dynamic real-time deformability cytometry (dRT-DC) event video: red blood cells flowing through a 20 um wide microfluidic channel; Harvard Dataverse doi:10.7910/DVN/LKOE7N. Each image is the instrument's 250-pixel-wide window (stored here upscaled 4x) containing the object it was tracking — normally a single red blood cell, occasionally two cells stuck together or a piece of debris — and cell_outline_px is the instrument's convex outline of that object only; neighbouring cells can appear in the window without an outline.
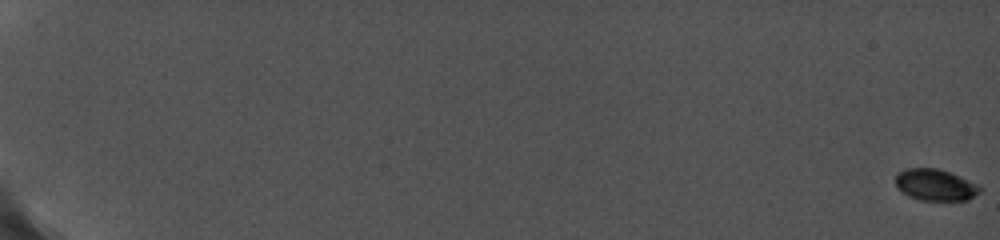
{"species": "common noctule bat (a hibernating species)", "species_latin": "Nyctalus noctula", "temperature_condition": "cold", "stored_images_in_passage": 100, "camera_frame_rate_fps": 5000, "um_per_image_px": 0.085, "animal": {"sex": "female", "body_mass_g": 19.0, "forearm_length_mm": 56.7}, "frame": {"image": 1, "passage_image": 1, "time_ms": 0.0, "image_size_px": [1000, 240], "cell_outline_px": [[984, 188], [980, 192], [968, 200], [920, 200], [908, 196], [900, 192], [896, 188], [896, 172], [908, 168], [936, 168], [960, 176], [980, 184]], "centroid_in_image_um": [79.51, 15.72], "position_along_channel_um": 5.5, "area_um2": 15.78}}
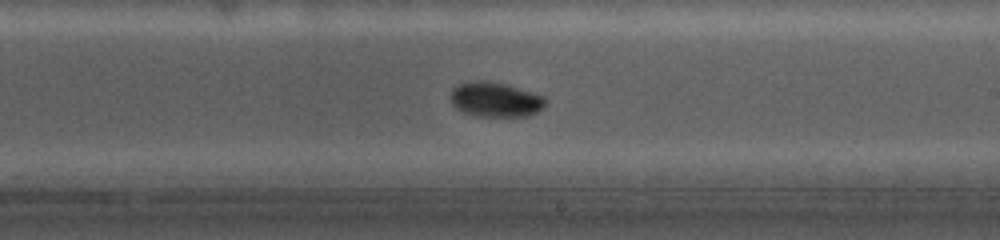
{"frame": {"image": 2, "passage_image": 67, "time_ms": 13.0, "image_size_px": [1000, 240], "cell_outline_px": [[548, 100], [536, 112], [528, 116], [476, 116], [464, 112], [456, 108], [452, 104], [448, 96], [452, 88], [460, 84], [472, 80], [484, 80], [504, 84], [544, 96]], "centroid_in_image_um": [42.05, 8.46], "position_along_channel_um": 247.0, "area_um2": 19.19}}
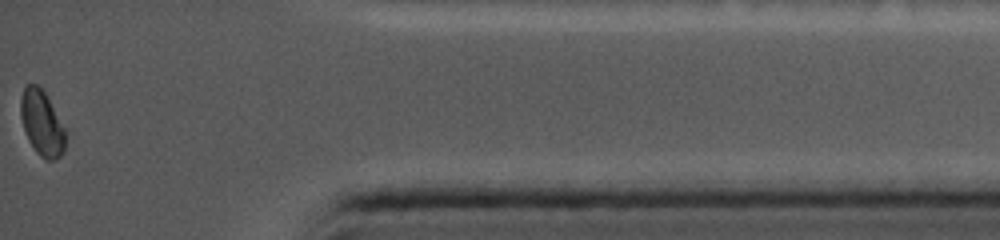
{"frame": {"image": 3, "passage_image": 99, "time_ms": 18.4, "image_size_px": [1000, 240], "cell_outline_px": [[64, 152], [60, 156], [52, 160], [48, 160], [40, 156], [36, 152], [28, 140], [20, 116], [20, 100], [24, 88], [28, 84], [36, 84], [48, 96], [64, 128]], "centroid_in_image_um": [3.54, 10.46], "position_along_channel_um": 431.7, "area_um2": 16.82}}